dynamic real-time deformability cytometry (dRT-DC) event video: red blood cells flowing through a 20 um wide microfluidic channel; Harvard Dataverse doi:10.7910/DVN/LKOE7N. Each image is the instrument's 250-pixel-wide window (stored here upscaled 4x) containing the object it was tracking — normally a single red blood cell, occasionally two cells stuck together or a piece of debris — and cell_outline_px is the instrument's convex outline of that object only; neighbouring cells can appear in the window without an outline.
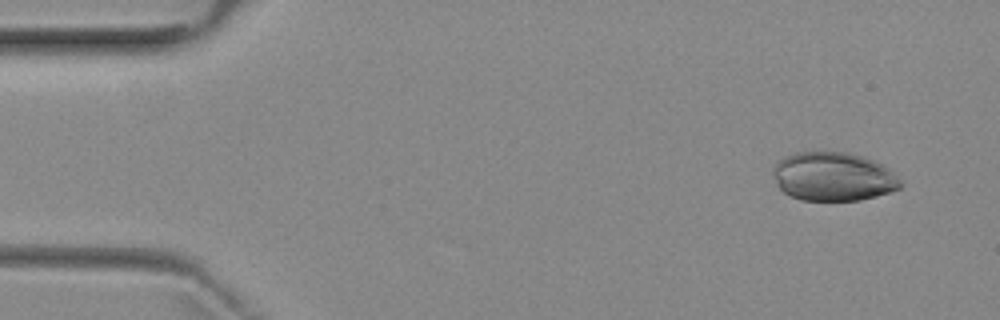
{"species": "common noctule bat (a hibernating species)", "species_latin": "Nyctalus noctula", "temperature_condition": "room temperature", "stored_images_in_passage": 5, "camera_frame_rate_fps": 3000, "um_per_image_px": 0.085, "animal": {"sex": "female", "body_mass_g": 29.2, "forearm_length_mm": 56.3}, "frame": {"image": 1, "passage_image": 2, "time_ms": 1.0, "image_size_px": [1000, 320], "cell_outline_px": [[900, 188], [892, 192], [860, 200], [800, 200], [784, 192], [776, 184], [772, 172], [772, 168], [784, 156], [796, 152], [848, 152], [864, 156], [888, 168], [900, 180]], "centroid_in_image_um": [70.81, 15.01], "position_along_channel_um": 14.2, "area_um2": 36.18}}
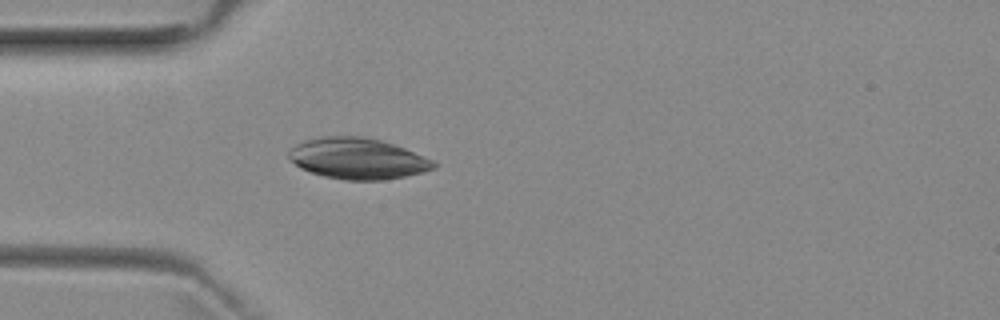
{"frame": {"image": 2, "passage_image": 5, "time_ms": 4.667, "image_size_px": [1000, 320], "cell_outline_px": [[440, 164], [436, 168], [424, 172], [384, 180], [344, 180], [324, 176], [300, 168], [288, 160], [288, 152], [296, 144], [304, 140], [324, 136], [360, 136], [380, 140], [404, 148], [432, 160]], "centroid_in_image_um": [30.39, 13.48], "position_along_channel_um": 54.6, "area_um2": 34.68}}